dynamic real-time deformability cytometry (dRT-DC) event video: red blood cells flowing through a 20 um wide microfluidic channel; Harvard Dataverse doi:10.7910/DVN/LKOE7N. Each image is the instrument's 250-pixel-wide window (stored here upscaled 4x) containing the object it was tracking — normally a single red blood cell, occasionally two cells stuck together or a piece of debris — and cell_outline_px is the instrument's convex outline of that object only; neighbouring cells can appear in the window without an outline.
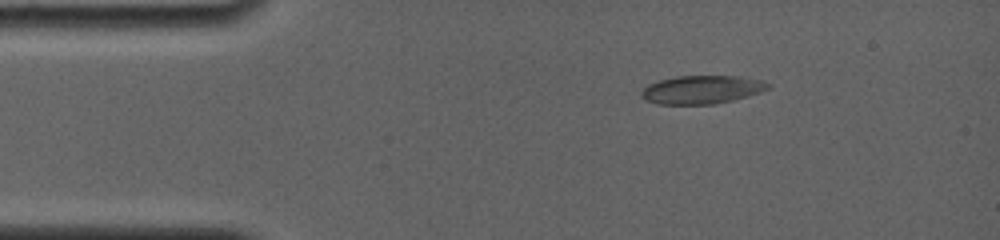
{"species": "common noctule bat (a hibernating species)", "species_latin": "Nyctalus noctula", "temperature_condition": "room temperature", "stored_images_in_passage": 32, "camera_frame_rate_fps": 4000, "um_per_image_px": 0.085, "animal": {"sex": "female", "body_mass_g": 19.0, "forearm_length_mm": 56.7}, "frame": {"image": 1, "passage_image": 1, "time_ms": 0.0, "image_size_px": [1000, 240], "cell_outline_px": [[772, 84], [768, 88], [760, 92], [748, 96], [732, 100], [712, 104], [656, 104], [644, 100], [640, 96], [640, 92], [648, 84], [660, 80], [676, 76], [740, 76], [760, 80]], "centroid_in_image_um": [59.62, 7.62], "position_along_channel_um": 25.4, "area_um2": 20.92}}
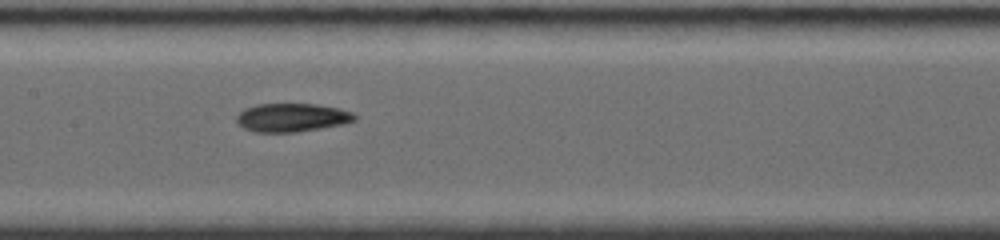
{"frame": {"image": 2, "passage_image": 14, "time_ms": 5.5, "image_size_px": [1000, 240], "cell_outline_px": [[356, 120], [340, 124], [320, 128], [296, 132], [256, 132], [244, 128], [236, 120], [236, 116], [244, 108], [256, 104], [316, 104], [336, 108], [352, 112], [356, 116]], "centroid_in_image_um": [24.77, 9.98], "position_along_channel_um": 182.6, "area_um2": 19.36}}
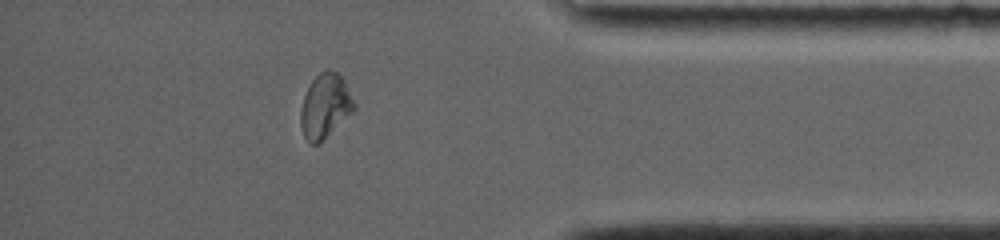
{"frame": {"image": 3, "passage_image": 28, "time_ms": 11.75, "image_size_px": [1000, 240], "cell_outline_px": [[356, 108], [320, 144], [312, 144], [304, 136], [300, 124], [300, 112], [304, 96], [312, 80], [320, 72], [328, 68], [336, 72], [344, 80], [356, 104]], "centroid_in_image_um": [27.64, 9.02], "position_along_channel_um": 407.6, "area_um2": 20.0}, "authors_computed_cell_mechanics": {"area_um2": 20.0277, "velocity_mm_per_s": 3.8194, "shape_relaxation_time_tau1_ms": null, "shape_relaxation_time_tau2_ms": 3.2318, "deformation_change_tau1": null, "deformation_change_tau2": 0.0857}}